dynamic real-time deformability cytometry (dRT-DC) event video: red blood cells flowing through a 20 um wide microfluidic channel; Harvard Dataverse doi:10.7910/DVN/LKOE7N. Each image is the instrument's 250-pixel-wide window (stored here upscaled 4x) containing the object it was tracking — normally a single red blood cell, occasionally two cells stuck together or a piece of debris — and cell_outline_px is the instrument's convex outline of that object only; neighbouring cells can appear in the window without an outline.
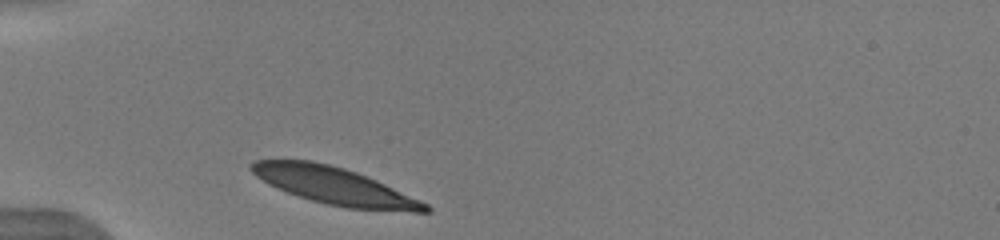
{"species": "human", "species_latin": "Homo sapiens", "temperature_condition": "warm", "stored_images_in_passage": 31, "camera_frame_rate_fps": 3000, "um_per_image_px": 0.085, "donor": {"sex": "male"}, "frame": {"image": 1, "passage_image": 1, "time_ms": 0.0, "image_size_px": [1000, 240], "cell_outline_px": [[432, 212], [412, 212], [348, 208], [328, 204], [312, 200], [276, 188], [268, 184], [256, 176], [248, 168], [248, 164], [256, 160], [312, 160], [344, 168], [356, 172], [376, 180], [420, 200], [428, 204], [432, 208]], "centroid_in_image_um": [28.43, 15.8], "position_along_channel_um": 56.6, "area_um2": 37.4}}
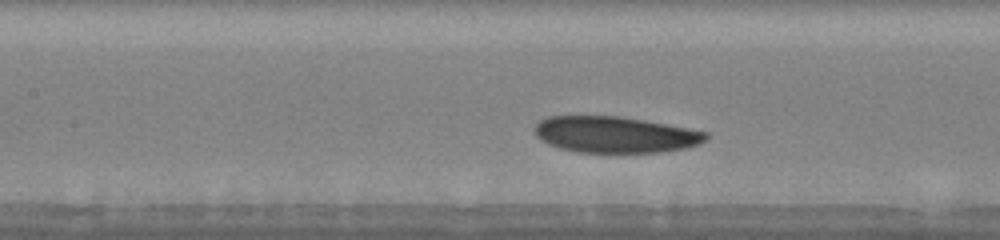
{"frame": {"image": 2, "passage_image": 10, "time_ms": 3.0, "image_size_px": [1000, 240], "cell_outline_px": [[708, 136], [704, 140], [696, 144], [684, 148], [660, 152], [576, 152], [560, 148], [548, 144], [540, 140], [536, 136], [536, 124], [540, 120], [548, 116], [620, 116], [644, 120], [708, 132]], "centroid_in_image_um": [52.24, 11.43], "position_along_channel_um": 155.2, "area_um2": 35.89}}
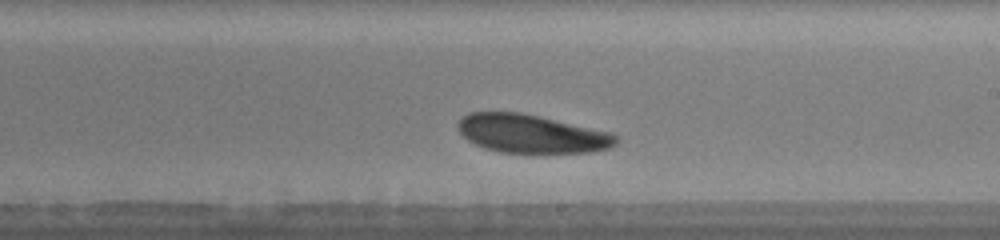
{"frame": {"image": 3, "passage_image": 17, "time_ms": 5.333, "image_size_px": [1000, 240], "cell_outline_px": [[616, 144], [612, 148], [588, 152], [500, 152], [484, 148], [468, 140], [456, 128], [456, 124], [468, 112], [520, 112], [540, 116], [608, 132], [616, 136]], "centroid_in_image_um": [45.13, 11.36], "position_along_channel_um": 243.9, "area_um2": 35.03}, "authors_computed_cell_mechanics": {"area_um2": 36.1828, "velocity_mm_per_s": 3.8084, "shape_relaxation_time_tau1_ms": 1.4879, "shape_relaxation_time_tau2_ms": null, "deformation_change_tau1": 0.0864, "deformation_change_tau2": null}}